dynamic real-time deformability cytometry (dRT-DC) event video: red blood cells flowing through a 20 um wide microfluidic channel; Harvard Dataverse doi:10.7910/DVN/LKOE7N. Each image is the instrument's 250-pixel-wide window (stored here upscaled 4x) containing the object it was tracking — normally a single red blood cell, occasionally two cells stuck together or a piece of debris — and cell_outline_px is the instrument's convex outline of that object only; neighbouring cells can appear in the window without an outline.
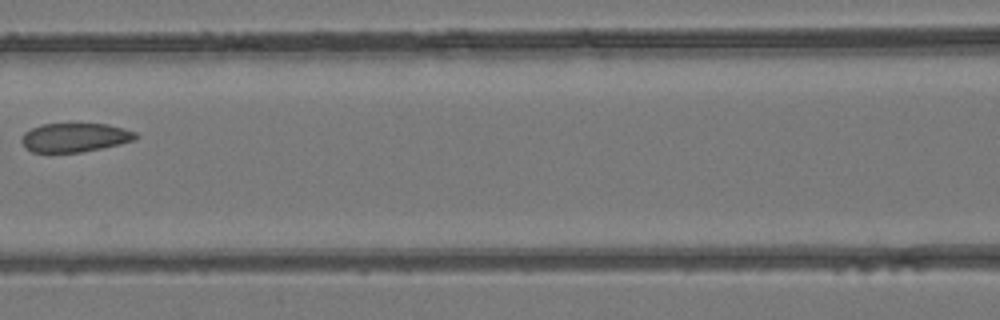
{"species": "common noctule bat (a hibernating species)", "species_latin": "Nyctalus noctula", "temperature_condition": "room temperature", "stored_images_in_passage": 4, "camera_frame_rate_fps": 3000, "um_per_image_px": 0.085, "animal": {"sex": "female", "body_mass_g": 24.6, "forearm_length_mm": 56.2}, "frame": {"image": 1, "passage_image": 4, "time_ms": 3.667, "image_size_px": [1000, 320], "cell_outline_px": [[140, 136], [132, 140], [120, 144], [80, 152], [32, 152], [24, 148], [20, 140], [24, 132], [40, 124], [108, 124], [124, 128], [136, 132]], "centroid_in_image_um": [6.33, 11.68], "position_along_channel_um": 160.3, "area_um2": 19.25}}